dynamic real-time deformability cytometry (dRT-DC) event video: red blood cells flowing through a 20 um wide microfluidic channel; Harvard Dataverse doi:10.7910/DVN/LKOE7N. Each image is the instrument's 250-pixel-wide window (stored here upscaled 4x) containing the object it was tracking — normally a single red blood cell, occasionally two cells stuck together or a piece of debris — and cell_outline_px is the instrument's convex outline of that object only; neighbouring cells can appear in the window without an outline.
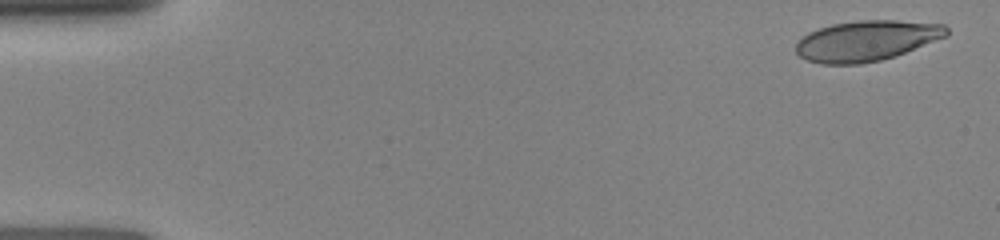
{"species": "human", "species_latin": "Homo sapiens", "temperature_condition": "room temperature", "stored_images_in_passage": 38, "camera_frame_rate_fps": 3000, "um_per_image_px": 0.085, "donor": {"sex": "female"}, "frame": {"image": 1, "passage_image": 1, "time_ms": 0.0, "image_size_px": [1000, 240], "cell_outline_px": [[948, 36], [904, 52], [880, 60], [860, 64], [820, 64], [808, 60], [800, 56], [796, 52], [796, 44], [808, 32], [832, 24], [860, 20], [896, 20], [944, 24], [948, 28]], "centroid_in_image_um": [73.66, 3.45], "position_along_channel_um": 11.3, "area_um2": 35.26}}
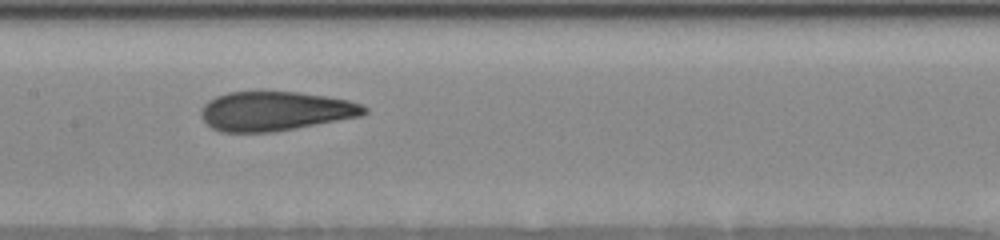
{"frame": {"image": 2, "passage_image": 22, "time_ms": 7.333, "image_size_px": [1000, 240], "cell_outline_px": [[368, 112], [360, 116], [272, 132], [220, 132], [212, 128], [200, 116], [200, 108], [208, 100], [216, 96], [228, 92], [300, 92], [348, 100], [360, 104], [368, 108]], "centroid_in_image_um": [23.35, 9.44], "position_along_channel_um": 184.0, "area_um2": 37.17}}
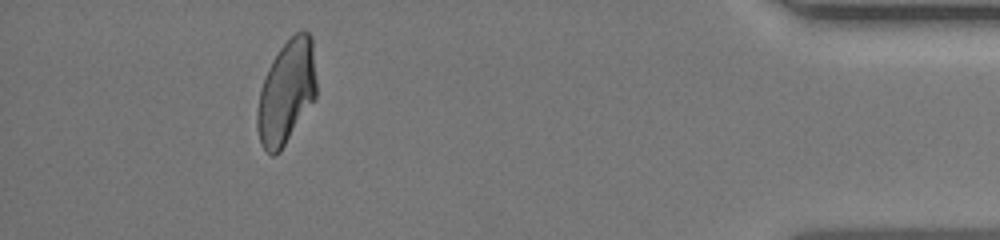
{"frame": {"image": 3, "passage_image": 36, "time_ms": 14.0, "image_size_px": [1000, 240], "cell_outline_px": [[316, 96], [280, 152], [272, 156], [260, 144], [256, 128], [256, 112], [260, 92], [264, 76], [272, 60], [280, 48], [296, 32], [304, 28], [312, 36], [316, 80]], "centroid_in_image_um": [24.33, 7.82], "position_along_channel_um": 410.9, "area_um2": 35.78}}